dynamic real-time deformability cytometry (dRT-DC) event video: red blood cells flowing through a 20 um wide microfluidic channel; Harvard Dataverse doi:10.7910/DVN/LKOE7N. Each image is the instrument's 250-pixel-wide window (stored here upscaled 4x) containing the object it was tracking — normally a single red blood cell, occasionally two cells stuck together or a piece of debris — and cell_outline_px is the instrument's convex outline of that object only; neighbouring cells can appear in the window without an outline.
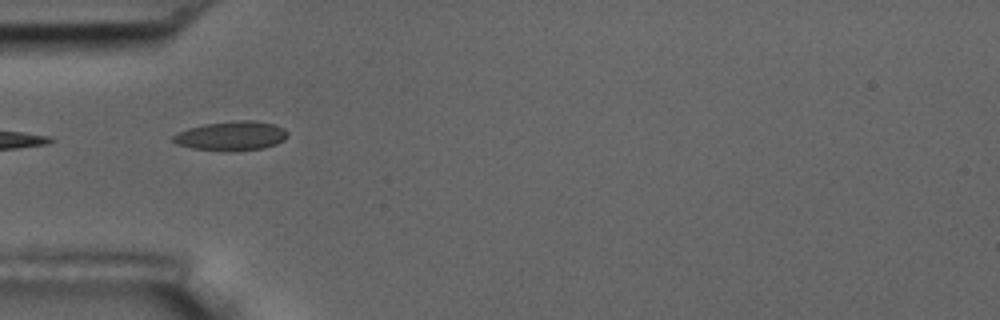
{"species": "common noctule bat (a hibernating species)", "species_latin": "Nyctalus noctula", "temperature_condition": "room temperature", "stored_images_in_passage": 9, "camera_frame_rate_fps": 3000, "um_per_image_px": 0.085, "animal": {"sex": "male", "body_mass_g": 17.5, "forearm_length_mm": 52.3}, "frame": {"image": 1, "passage_image": 4, "time_ms": 4.333, "image_size_px": [1000, 320], "cell_outline_px": [[288, 136], [284, 140], [276, 144], [264, 148], [192, 148], [176, 144], [172, 140], [172, 136], [188, 128], [204, 124], [232, 120], [256, 120], [272, 124], [284, 128], [288, 132]], "centroid_in_image_um": [19.69, 11.49], "position_along_channel_um": 65.3, "area_um2": 18.73}}
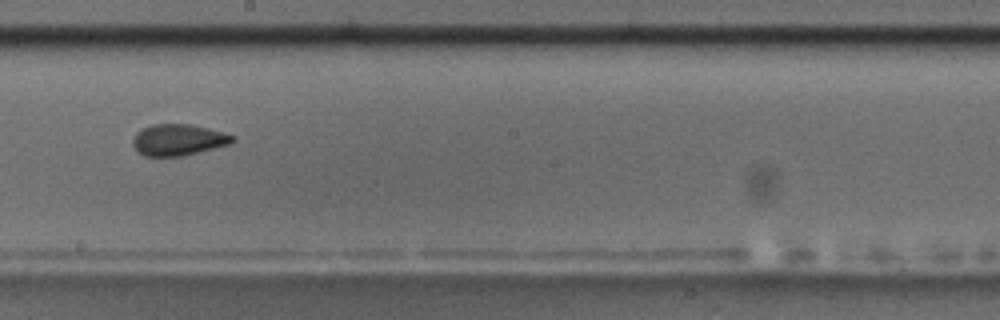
{"frame": {"image": 2, "passage_image": 8, "time_ms": 9.0, "image_size_px": [1000, 320], "cell_outline_px": [[236, 136], [228, 144], [200, 152], [184, 156], [144, 156], [132, 144], [132, 140], [136, 132], [140, 128], [152, 124], [188, 124], [208, 128]], "centroid_in_image_um": [15.11, 11.88], "position_along_channel_um": 233.1, "area_um2": 18.15}}
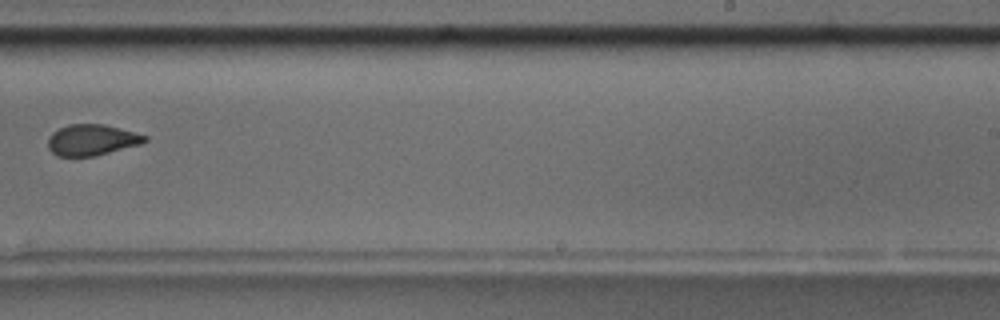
{"frame": {"image": 3, "passage_image": 9, "time_ms": 10.333, "image_size_px": [1000, 320], "cell_outline_px": [[148, 140], [140, 144], [92, 156], [56, 156], [48, 148], [48, 136], [52, 132], [68, 124], [104, 124], [148, 136]], "centroid_in_image_um": [7.77, 11.88], "position_along_channel_um": 281.2, "area_um2": 17.34}}